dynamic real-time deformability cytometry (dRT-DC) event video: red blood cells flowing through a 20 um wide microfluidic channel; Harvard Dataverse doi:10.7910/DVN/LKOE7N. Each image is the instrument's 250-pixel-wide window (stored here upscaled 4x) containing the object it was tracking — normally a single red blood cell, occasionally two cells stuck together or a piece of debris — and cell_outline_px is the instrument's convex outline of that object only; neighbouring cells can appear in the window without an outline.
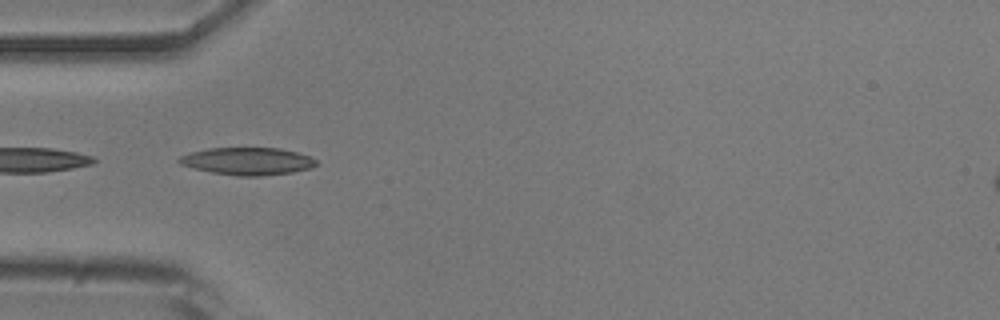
{"species": "common noctule bat (a hibernating species)", "species_latin": "Nyctalus noctula", "temperature_condition": "room temperature", "stored_images_in_passage": 18, "camera_frame_rate_fps": 3000, "um_per_image_px": 0.085, "animal": {"sex": "male", "body_mass_g": 20.5, "forearm_length_mm": 52.5}, "frame": {"image": 1, "passage_image": 16, "time_ms": 5.0, "image_size_px": [1000, 320], "cell_outline_px": [[320, 164], [312, 168], [292, 172], [260, 176], [236, 176], [212, 172], [180, 164], [176, 160], [180, 156], [192, 152], [208, 148], [280, 148], [296, 152], [308, 156], [316, 160]], "centroid_in_image_um": [21.07, 13.7], "position_along_channel_um": 63.9, "area_um2": 21.85}}